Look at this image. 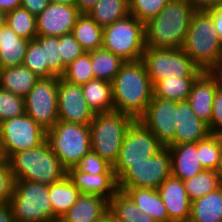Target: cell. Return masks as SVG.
I'll return each mask as SVG.
<instances>
[{
	"mask_svg": "<svg viewBox=\"0 0 222 222\" xmlns=\"http://www.w3.org/2000/svg\"><path fill=\"white\" fill-rule=\"evenodd\" d=\"M114 110L138 120L153 97V84L142 60L126 61L112 81Z\"/></svg>",
	"mask_w": 222,
	"mask_h": 222,
	"instance_id": "6da1fadb",
	"label": "cell"
},
{
	"mask_svg": "<svg viewBox=\"0 0 222 222\" xmlns=\"http://www.w3.org/2000/svg\"><path fill=\"white\" fill-rule=\"evenodd\" d=\"M194 12L185 0H171L145 23V47L182 48Z\"/></svg>",
	"mask_w": 222,
	"mask_h": 222,
	"instance_id": "7a4b0ae2",
	"label": "cell"
},
{
	"mask_svg": "<svg viewBox=\"0 0 222 222\" xmlns=\"http://www.w3.org/2000/svg\"><path fill=\"white\" fill-rule=\"evenodd\" d=\"M14 181L28 180L51 185L67 176V169L47 140L40 146L14 153L8 160Z\"/></svg>",
	"mask_w": 222,
	"mask_h": 222,
	"instance_id": "3957f363",
	"label": "cell"
},
{
	"mask_svg": "<svg viewBox=\"0 0 222 222\" xmlns=\"http://www.w3.org/2000/svg\"><path fill=\"white\" fill-rule=\"evenodd\" d=\"M182 49L202 72L210 71L222 58V41L208 11L194 12Z\"/></svg>",
	"mask_w": 222,
	"mask_h": 222,
	"instance_id": "277c9868",
	"label": "cell"
},
{
	"mask_svg": "<svg viewBox=\"0 0 222 222\" xmlns=\"http://www.w3.org/2000/svg\"><path fill=\"white\" fill-rule=\"evenodd\" d=\"M118 190L127 188L157 189L171 175V151L163 147L145 162L115 163L113 166Z\"/></svg>",
	"mask_w": 222,
	"mask_h": 222,
	"instance_id": "5b68a950",
	"label": "cell"
},
{
	"mask_svg": "<svg viewBox=\"0 0 222 222\" xmlns=\"http://www.w3.org/2000/svg\"><path fill=\"white\" fill-rule=\"evenodd\" d=\"M134 120L130 115L117 111L95 113L89 124L91 150L114 166L125 134Z\"/></svg>",
	"mask_w": 222,
	"mask_h": 222,
	"instance_id": "8992f818",
	"label": "cell"
},
{
	"mask_svg": "<svg viewBox=\"0 0 222 222\" xmlns=\"http://www.w3.org/2000/svg\"><path fill=\"white\" fill-rule=\"evenodd\" d=\"M11 211L16 222H52L59 219L54 215L49 199V185L16 180L11 199Z\"/></svg>",
	"mask_w": 222,
	"mask_h": 222,
	"instance_id": "52a82bcc",
	"label": "cell"
},
{
	"mask_svg": "<svg viewBox=\"0 0 222 222\" xmlns=\"http://www.w3.org/2000/svg\"><path fill=\"white\" fill-rule=\"evenodd\" d=\"M102 48L125 62L141 60L145 50V24L129 14L104 27Z\"/></svg>",
	"mask_w": 222,
	"mask_h": 222,
	"instance_id": "ba28073f",
	"label": "cell"
},
{
	"mask_svg": "<svg viewBox=\"0 0 222 222\" xmlns=\"http://www.w3.org/2000/svg\"><path fill=\"white\" fill-rule=\"evenodd\" d=\"M47 142L68 170L80 163L91 150L89 125L57 121L47 131Z\"/></svg>",
	"mask_w": 222,
	"mask_h": 222,
	"instance_id": "9c48e42d",
	"label": "cell"
},
{
	"mask_svg": "<svg viewBox=\"0 0 222 222\" xmlns=\"http://www.w3.org/2000/svg\"><path fill=\"white\" fill-rule=\"evenodd\" d=\"M141 60L153 85L168 77H198L202 72L182 48L145 47Z\"/></svg>",
	"mask_w": 222,
	"mask_h": 222,
	"instance_id": "30bf717a",
	"label": "cell"
},
{
	"mask_svg": "<svg viewBox=\"0 0 222 222\" xmlns=\"http://www.w3.org/2000/svg\"><path fill=\"white\" fill-rule=\"evenodd\" d=\"M47 140V131L27 113L0 123V147L8 160L14 153L36 148Z\"/></svg>",
	"mask_w": 222,
	"mask_h": 222,
	"instance_id": "8fae6325",
	"label": "cell"
},
{
	"mask_svg": "<svg viewBox=\"0 0 222 222\" xmlns=\"http://www.w3.org/2000/svg\"><path fill=\"white\" fill-rule=\"evenodd\" d=\"M58 76L39 78L24 97L26 113L46 131L58 121Z\"/></svg>",
	"mask_w": 222,
	"mask_h": 222,
	"instance_id": "7c38bea8",
	"label": "cell"
},
{
	"mask_svg": "<svg viewBox=\"0 0 222 222\" xmlns=\"http://www.w3.org/2000/svg\"><path fill=\"white\" fill-rule=\"evenodd\" d=\"M177 101L152 97L146 112L138 119L164 147L175 145Z\"/></svg>",
	"mask_w": 222,
	"mask_h": 222,
	"instance_id": "4fadbf2b",
	"label": "cell"
},
{
	"mask_svg": "<svg viewBox=\"0 0 222 222\" xmlns=\"http://www.w3.org/2000/svg\"><path fill=\"white\" fill-rule=\"evenodd\" d=\"M164 146L139 120L128 128L116 163H140L155 156Z\"/></svg>",
	"mask_w": 222,
	"mask_h": 222,
	"instance_id": "5bb4252c",
	"label": "cell"
},
{
	"mask_svg": "<svg viewBox=\"0 0 222 222\" xmlns=\"http://www.w3.org/2000/svg\"><path fill=\"white\" fill-rule=\"evenodd\" d=\"M58 121L89 125L95 113L88 106L81 85L58 77Z\"/></svg>",
	"mask_w": 222,
	"mask_h": 222,
	"instance_id": "9a60e30c",
	"label": "cell"
},
{
	"mask_svg": "<svg viewBox=\"0 0 222 222\" xmlns=\"http://www.w3.org/2000/svg\"><path fill=\"white\" fill-rule=\"evenodd\" d=\"M81 12L75 5L49 3L37 16L38 36H61L69 34Z\"/></svg>",
	"mask_w": 222,
	"mask_h": 222,
	"instance_id": "2e32d148",
	"label": "cell"
},
{
	"mask_svg": "<svg viewBox=\"0 0 222 222\" xmlns=\"http://www.w3.org/2000/svg\"><path fill=\"white\" fill-rule=\"evenodd\" d=\"M157 191L168 211L169 222H189L191 201L181 179L170 175Z\"/></svg>",
	"mask_w": 222,
	"mask_h": 222,
	"instance_id": "e0dca14e",
	"label": "cell"
},
{
	"mask_svg": "<svg viewBox=\"0 0 222 222\" xmlns=\"http://www.w3.org/2000/svg\"><path fill=\"white\" fill-rule=\"evenodd\" d=\"M209 134L208 124L196 116L188 101H177L175 145L197 143Z\"/></svg>",
	"mask_w": 222,
	"mask_h": 222,
	"instance_id": "ac0fdd59",
	"label": "cell"
},
{
	"mask_svg": "<svg viewBox=\"0 0 222 222\" xmlns=\"http://www.w3.org/2000/svg\"><path fill=\"white\" fill-rule=\"evenodd\" d=\"M67 176L81 194L97 195L110 201L118 191L115 174L82 173L71 167Z\"/></svg>",
	"mask_w": 222,
	"mask_h": 222,
	"instance_id": "d6986e66",
	"label": "cell"
},
{
	"mask_svg": "<svg viewBox=\"0 0 222 222\" xmlns=\"http://www.w3.org/2000/svg\"><path fill=\"white\" fill-rule=\"evenodd\" d=\"M217 88L215 78L209 71H203L193 82L189 97L187 98L196 116L207 124L211 121L212 104Z\"/></svg>",
	"mask_w": 222,
	"mask_h": 222,
	"instance_id": "ffe728a7",
	"label": "cell"
},
{
	"mask_svg": "<svg viewBox=\"0 0 222 222\" xmlns=\"http://www.w3.org/2000/svg\"><path fill=\"white\" fill-rule=\"evenodd\" d=\"M171 151V175L185 181L205 169L201 165L197 143H183L169 146Z\"/></svg>",
	"mask_w": 222,
	"mask_h": 222,
	"instance_id": "44dd1931",
	"label": "cell"
},
{
	"mask_svg": "<svg viewBox=\"0 0 222 222\" xmlns=\"http://www.w3.org/2000/svg\"><path fill=\"white\" fill-rule=\"evenodd\" d=\"M109 212V201L97 195L81 194L62 216L61 222H97Z\"/></svg>",
	"mask_w": 222,
	"mask_h": 222,
	"instance_id": "7402d4cb",
	"label": "cell"
},
{
	"mask_svg": "<svg viewBox=\"0 0 222 222\" xmlns=\"http://www.w3.org/2000/svg\"><path fill=\"white\" fill-rule=\"evenodd\" d=\"M30 40L19 37L7 24L0 28V68L23 65Z\"/></svg>",
	"mask_w": 222,
	"mask_h": 222,
	"instance_id": "603a6c76",
	"label": "cell"
},
{
	"mask_svg": "<svg viewBox=\"0 0 222 222\" xmlns=\"http://www.w3.org/2000/svg\"><path fill=\"white\" fill-rule=\"evenodd\" d=\"M143 212L156 222H169L167 208L165 207L157 189L153 188H127L124 191Z\"/></svg>",
	"mask_w": 222,
	"mask_h": 222,
	"instance_id": "cb8c5ba5",
	"label": "cell"
},
{
	"mask_svg": "<svg viewBox=\"0 0 222 222\" xmlns=\"http://www.w3.org/2000/svg\"><path fill=\"white\" fill-rule=\"evenodd\" d=\"M38 79L39 77L24 65L0 70V87L23 98L35 86Z\"/></svg>",
	"mask_w": 222,
	"mask_h": 222,
	"instance_id": "d4e9b609",
	"label": "cell"
},
{
	"mask_svg": "<svg viewBox=\"0 0 222 222\" xmlns=\"http://www.w3.org/2000/svg\"><path fill=\"white\" fill-rule=\"evenodd\" d=\"M88 106L94 113H108L114 110L112 83L94 79L81 85Z\"/></svg>",
	"mask_w": 222,
	"mask_h": 222,
	"instance_id": "484cf974",
	"label": "cell"
},
{
	"mask_svg": "<svg viewBox=\"0 0 222 222\" xmlns=\"http://www.w3.org/2000/svg\"><path fill=\"white\" fill-rule=\"evenodd\" d=\"M189 222H222V186L191 201Z\"/></svg>",
	"mask_w": 222,
	"mask_h": 222,
	"instance_id": "4316f807",
	"label": "cell"
},
{
	"mask_svg": "<svg viewBox=\"0 0 222 222\" xmlns=\"http://www.w3.org/2000/svg\"><path fill=\"white\" fill-rule=\"evenodd\" d=\"M80 195V191L68 176L57 183L49 185V199L52 203L54 215L60 220L76 203Z\"/></svg>",
	"mask_w": 222,
	"mask_h": 222,
	"instance_id": "83f0119b",
	"label": "cell"
},
{
	"mask_svg": "<svg viewBox=\"0 0 222 222\" xmlns=\"http://www.w3.org/2000/svg\"><path fill=\"white\" fill-rule=\"evenodd\" d=\"M71 34L80 43L85 52L102 48L103 28L87 13H81L77 18Z\"/></svg>",
	"mask_w": 222,
	"mask_h": 222,
	"instance_id": "f1b7e54d",
	"label": "cell"
},
{
	"mask_svg": "<svg viewBox=\"0 0 222 222\" xmlns=\"http://www.w3.org/2000/svg\"><path fill=\"white\" fill-rule=\"evenodd\" d=\"M87 14L104 28L130 14L129 2L128 0H99Z\"/></svg>",
	"mask_w": 222,
	"mask_h": 222,
	"instance_id": "f546056e",
	"label": "cell"
},
{
	"mask_svg": "<svg viewBox=\"0 0 222 222\" xmlns=\"http://www.w3.org/2000/svg\"><path fill=\"white\" fill-rule=\"evenodd\" d=\"M109 212L122 222H156L138 208L125 192L120 190L109 201Z\"/></svg>",
	"mask_w": 222,
	"mask_h": 222,
	"instance_id": "4dcf8cb0",
	"label": "cell"
},
{
	"mask_svg": "<svg viewBox=\"0 0 222 222\" xmlns=\"http://www.w3.org/2000/svg\"><path fill=\"white\" fill-rule=\"evenodd\" d=\"M197 77H174L158 80L153 85V97L186 101Z\"/></svg>",
	"mask_w": 222,
	"mask_h": 222,
	"instance_id": "1f68e13d",
	"label": "cell"
},
{
	"mask_svg": "<svg viewBox=\"0 0 222 222\" xmlns=\"http://www.w3.org/2000/svg\"><path fill=\"white\" fill-rule=\"evenodd\" d=\"M89 53L91 55V66L95 79L112 83L125 61L104 48L92 50Z\"/></svg>",
	"mask_w": 222,
	"mask_h": 222,
	"instance_id": "d6a6232c",
	"label": "cell"
},
{
	"mask_svg": "<svg viewBox=\"0 0 222 222\" xmlns=\"http://www.w3.org/2000/svg\"><path fill=\"white\" fill-rule=\"evenodd\" d=\"M6 24L19 37L34 40L38 36L37 16L21 6L7 13Z\"/></svg>",
	"mask_w": 222,
	"mask_h": 222,
	"instance_id": "836d02e7",
	"label": "cell"
},
{
	"mask_svg": "<svg viewBox=\"0 0 222 222\" xmlns=\"http://www.w3.org/2000/svg\"><path fill=\"white\" fill-rule=\"evenodd\" d=\"M190 201L214 192L222 185L215 170H204L192 178L184 181Z\"/></svg>",
	"mask_w": 222,
	"mask_h": 222,
	"instance_id": "e575fe53",
	"label": "cell"
},
{
	"mask_svg": "<svg viewBox=\"0 0 222 222\" xmlns=\"http://www.w3.org/2000/svg\"><path fill=\"white\" fill-rule=\"evenodd\" d=\"M23 65L39 78L56 76L44 63V36L29 41Z\"/></svg>",
	"mask_w": 222,
	"mask_h": 222,
	"instance_id": "d590c367",
	"label": "cell"
},
{
	"mask_svg": "<svg viewBox=\"0 0 222 222\" xmlns=\"http://www.w3.org/2000/svg\"><path fill=\"white\" fill-rule=\"evenodd\" d=\"M222 151V135L209 134L206 138L197 142L199 161L204 169L216 170Z\"/></svg>",
	"mask_w": 222,
	"mask_h": 222,
	"instance_id": "8d00e7d4",
	"label": "cell"
},
{
	"mask_svg": "<svg viewBox=\"0 0 222 222\" xmlns=\"http://www.w3.org/2000/svg\"><path fill=\"white\" fill-rule=\"evenodd\" d=\"M67 82L77 85H83L88 81L94 80V72L91 66V55L85 52L80 57L70 63L61 76Z\"/></svg>",
	"mask_w": 222,
	"mask_h": 222,
	"instance_id": "74e56055",
	"label": "cell"
},
{
	"mask_svg": "<svg viewBox=\"0 0 222 222\" xmlns=\"http://www.w3.org/2000/svg\"><path fill=\"white\" fill-rule=\"evenodd\" d=\"M25 113L24 98L0 87V123Z\"/></svg>",
	"mask_w": 222,
	"mask_h": 222,
	"instance_id": "f35d334b",
	"label": "cell"
},
{
	"mask_svg": "<svg viewBox=\"0 0 222 222\" xmlns=\"http://www.w3.org/2000/svg\"><path fill=\"white\" fill-rule=\"evenodd\" d=\"M171 0H128L129 12L144 24L158 15Z\"/></svg>",
	"mask_w": 222,
	"mask_h": 222,
	"instance_id": "ab89813d",
	"label": "cell"
},
{
	"mask_svg": "<svg viewBox=\"0 0 222 222\" xmlns=\"http://www.w3.org/2000/svg\"><path fill=\"white\" fill-rule=\"evenodd\" d=\"M44 63L58 77H61L66 65L60 55V43L57 36H44Z\"/></svg>",
	"mask_w": 222,
	"mask_h": 222,
	"instance_id": "60d3db41",
	"label": "cell"
},
{
	"mask_svg": "<svg viewBox=\"0 0 222 222\" xmlns=\"http://www.w3.org/2000/svg\"><path fill=\"white\" fill-rule=\"evenodd\" d=\"M75 168L82 173L114 174L113 166L92 150L82 158Z\"/></svg>",
	"mask_w": 222,
	"mask_h": 222,
	"instance_id": "b9f144b4",
	"label": "cell"
},
{
	"mask_svg": "<svg viewBox=\"0 0 222 222\" xmlns=\"http://www.w3.org/2000/svg\"><path fill=\"white\" fill-rule=\"evenodd\" d=\"M59 43L60 55L66 66L85 53V50L71 33L59 36Z\"/></svg>",
	"mask_w": 222,
	"mask_h": 222,
	"instance_id": "7bdbcfd3",
	"label": "cell"
},
{
	"mask_svg": "<svg viewBox=\"0 0 222 222\" xmlns=\"http://www.w3.org/2000/svg\"><path fill=\"white\" fill-rule=\"evenodd\" d=\"M14 187L9 162L5 159L0 163V204L9 203Z\"/></svg>",
	"mask_w": 222,
	"mask_h": 222,
	"instance_id": "ee69618b",
	"label": "cell"
},
{
	"mask_svg": "<svg viewBox=\"0 0 222 222\" xmlns=\"http://www.w3.org/2000/svg\"><path fill=\"white\" fill-rule=\"evenodd\" d=\"M208 127L210 134L222 135V89L219 87L214 95L212 116Z\"/></svg>",
	"mask_w": 222,
	"mask_h": 222,
	"instance_id": "f6af8a7d",
	"label": "cell"
},
{
	"mask_svg": "<svg viewBox=\"0 0 222 222\" xmlns=\"http://www.w3.org/2000/svg\"><path fill=\"white\" fill-rule=\"evenodd\" d=\"M49 0H21V7L38 16L49 5Z\"/></svg>",
	"mask_w": 222,
	"mask_h": 222,
	"instance_id": "bcb514c9",
	"label": "cell"
},
{
	"mask_svg": "<svg viewBox=\"0 0 222 222\" xmlns=\"http://www.w3.org/2000/svg\"><path fill=\"white\" fill-rule=\"evenodd\" d=\"M195 11H207L222 4V0H185Z\"/></svg>",
	"mask_w": 222,
	"mask_h": 222,
	"instance_id": "7dc6e473",
	"label": "cell"
},
{
	"mask_svg": "<svg viewBox=\"0 0 222 222\" xmlns=\"http://www.w3.org/2000/svg\"><path fill=\"white\" fill-rule=\"evenodd\" d=\"M207 11L211 14L215 30L222 41V4Z\"/></svg>",
	"mask_w": 222,
	"mask_h": 222,
	"instance_id": "c3c4849f",
	"label": "cell"
},
{
	"mask_svg": "<svg viewBox=\"0 0 222 222\" xmlns=\"http://www.w3.org/2000/svg\"><path fill=\"white\" fill-rule=\"evenodd\" d=\"M0 222H16L9 203L0 204Z\"/></svg>",
	"mask_w": 222,
	"mask_h": 222,
	"instance_id": "681fc988",
	"label": "cell"
},
{
	"mask_svg": "<svg viewBox=\"0 0 222 222\" xmlns=\"http://www.w3.org/2000/svg\"><path fill=\"white\" fill-rule=\"evenodd\" d=\"M209 72L215 78L217 86L222 89V58L215 64V66Z\"/></svg>",
	"mask_w": 222,
	"mask_h": 222,
	"instance_id": "f907efd6",
	"label": "cell"
},
{
	"mask_svg": "<svg viewBox=\"0 0 222 222\" xmlns=\"http://www.w3.org/2000/svg\"><path fill=\"white\" fill-rule=\"evenodd\" d=\"M21 6V0H0V10L6 13Z\"/></svg>",
	"mask_w": 222,
	"mask_h": 222,
	"instance_id": "816d5d0a",
	"label": "cell"
},
{
	"mask_svg": "<svg viewBox=\"0 0 222 222\" xmlns=\"http://www.w3.org/2000/svg\"><path fill=\"white\" fill-rule=\"evenodd\" d=\"M99 0H76L75 6L81 13H87Z\"/></svg>",
	"mask_w": 222,
	"mask_h": 222,
	"instance_id": "f5cc1de1",
	"label": "cell"
},
{
	"mask_svg": "<svg viewBox=\"0 0 222 222\" xmlns=\"http://www.w3.org/2000/svg\"><path fill=\"white\" fill-rule=\"evenodd\" d=\"M215 171H216V174L218 175L220 184L222 185V151H221L218 167Z\"/></svg>",
	"mask_w": 222,
	"mask_h": 222,
	"instance_id": "db71d44e",
	"label": "cell"
},
{
	"mask_svg": "<svg viewBox=\"0 0 222 222\" xmlns=\"http://www.w3.org/2000/svg\"><path fill=\"white\" fill-rule=\"evenodd\" d=\"M97 222H114V216L108 212L102 218H100Z\"/></svg>",
	"mask_w": 222,
	"mask_h": 222,
	"instance_id": "11a10c76",
	"label": "cell"
},
{
	"mask_svg": "<svg viewBox=\"0 0 222 222\" xmlns=\"http://www.w3.org/2000/svg\"><path fill=\"white\" fill-rule=\"evenodd\" d=\"M50 3H59V4H67V5H75L76 0H49Z\"/></svg>",
	"mask_w": 222,
	"mask_h": 222,
	"instance_id": "9f6ffc18",
	"label": "cell"
},
{
	"mask_svg": "<svg viewBox=\"0 0 222 222\" xmlns=\"http://www.w3.org/2000/svg\"><path fill=\"white\" fill-rule=\"evenodd\" d=\"M7 13L0 10V28L6 24Z\"/></svg>",
	"mask_w": 222,
	"mask_h": 222,
	"instance_id": "6f0895ef",
	"label": "cell"
},
{
	"mask_svg": "<svg viewBox=\"0 0 222 222\" xmlns=\"http://www.w3.org/2000/svg\"><path fill=\"white\" fill-rule=\"evenodd\" d=\"M5 160L2 151H1V147H0V163L3 162Z\"/></svg>",
	"mask_w": 222,
	"mask_h": 222,
	"instance_id": "680465c9",
	"label": "cell"
},
{
	"mask_svg": "<svg viewBox=\"0 0 222 222\" xmlns=\"http://www.w3.org/2000/svg\"><path fill=\"white\" fill-rule=\"evenodd\" d=\"M114 222H122V221L114 217Z\"/></svg>",
	"mask_w": 222,
	"mask_h": 222,
	"instance_id": "91938a15",
	"label": "cell"
}]
</instances>
